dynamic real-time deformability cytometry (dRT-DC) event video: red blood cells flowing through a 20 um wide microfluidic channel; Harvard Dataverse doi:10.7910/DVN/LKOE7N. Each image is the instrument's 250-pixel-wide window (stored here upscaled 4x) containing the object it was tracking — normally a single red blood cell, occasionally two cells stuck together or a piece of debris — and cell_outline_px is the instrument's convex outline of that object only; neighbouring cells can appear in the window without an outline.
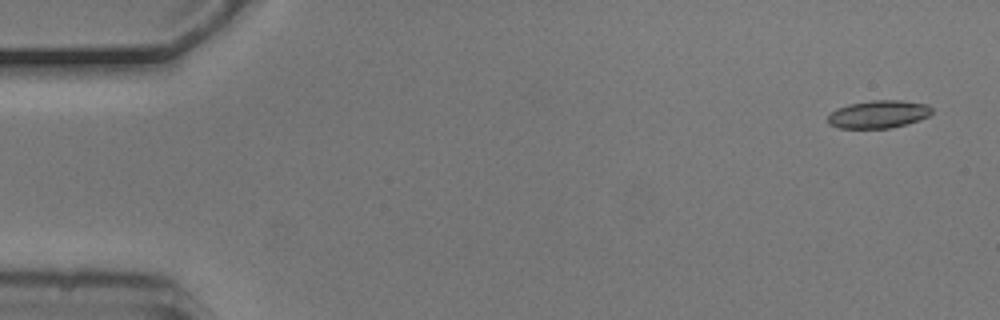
{"species": "common noctule bat (a hibernating species)", "species_latin": "Nyctalus noctula", "temperature_condition": "cold", "stored_images_in_passage": 2, "camera_frame_rate_fps": 3000, "um_per_image_px": 0.085, "animal": {"sex": "male", "body_mass_g": 20.5, "forearm_length_mm": 52.5}, "frame": {"image": 1, "passage_image": 1, "time_ms": 0.0, "image_size_px": [1000, 320], "cell_outline_px": [[932, 112], [928, 116], [904, 124], [888, 128], [840, 128], [828, 124], [828, 116], [836, 108], [848, 104], [872, 100], [900, 100], [928, 104], [932, 108]], "centroid_in_image_um": [74.64, 9.7], "position_along_channel_um": 10.4, "area_um2": 16.7}}